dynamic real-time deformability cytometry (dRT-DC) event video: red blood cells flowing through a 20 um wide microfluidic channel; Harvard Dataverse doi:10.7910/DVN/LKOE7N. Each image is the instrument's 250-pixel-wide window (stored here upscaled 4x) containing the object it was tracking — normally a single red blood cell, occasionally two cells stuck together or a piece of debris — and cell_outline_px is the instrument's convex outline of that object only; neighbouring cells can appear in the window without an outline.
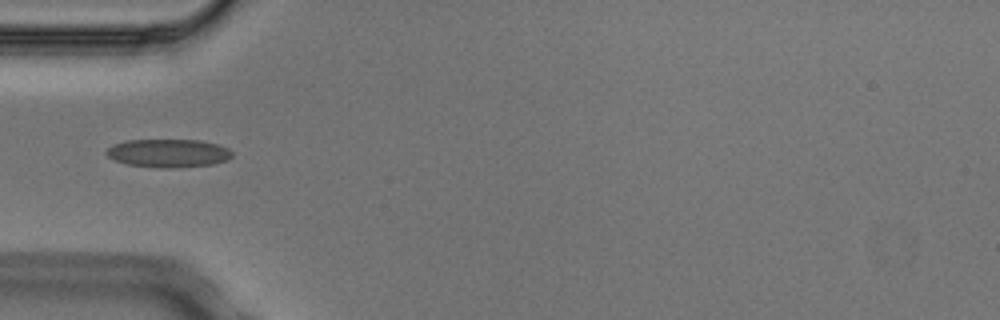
{"species": "Egyptian fruit bat (a non-hibernating species)", "species_latin": "Rousettus aegyptiacus", "temperature_condition": "cold", "stored_images_in_passage": 3, "camera_frame_rate_fps": 3000, "um_per_image_px": 0.085, "animal": {"sex": "male"}, "frame": {"image": 1, "passage_image": 3, "time_ms": 0.667, "image_size_px": [1000, 320], "cell_outline_px": [[232, 156], [228, 160], [212, 164], [176, 168], [160, 168], [128, 164], [112, 160], [104, 152], [112, 144], [128, 140], [200, 140], [216, 144], [228, 148], [232, 152]], "centroid_in_image_um": [14.29, 13.02], "position_along_channel_um": 70.7, "area_um2": 20.81}}